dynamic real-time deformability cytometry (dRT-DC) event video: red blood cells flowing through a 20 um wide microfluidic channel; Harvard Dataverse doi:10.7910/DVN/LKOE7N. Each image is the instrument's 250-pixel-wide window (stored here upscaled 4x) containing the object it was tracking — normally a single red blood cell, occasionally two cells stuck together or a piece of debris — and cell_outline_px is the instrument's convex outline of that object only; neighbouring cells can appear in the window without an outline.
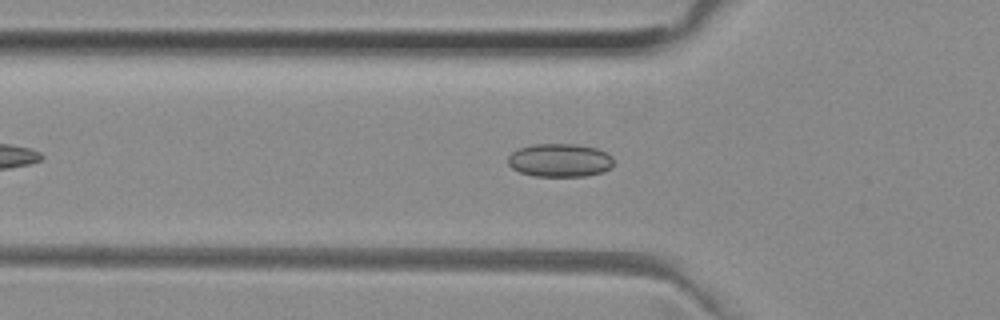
{"species": "common noctule bat (a hibernating species)", "species_latin": "Nyctalus noctula", "temperature_condition": "room temperature", "stored_images_in_passage": 43, "camera_frame_rate_fps": 3000, "um_per_image_px": 0.085, "animal": {"sex": "female", "body_mass_g": 29.2, "forearm_length_mm": 56.3}, "frame": {"image": 1, "passage_image": 9, "time_ms": 2.667, "image_size_px": [1000, 320], "cell_outline_px": [[612, 168], [604, 172], [584, 176], [536, 176], [520, 172], [512, 168], [508, 164], [508, 156], [512, 152], [520, 148], [532, 144], [576, 144], [596, 148], [612, 156]], "centroid_in_image_um": [47.58, 13.62], "position_along_channel_um": 78.2, "area_um2": 20.52}}
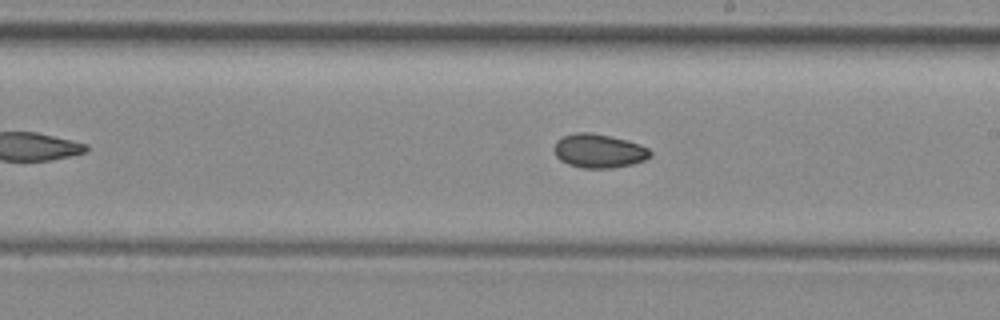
{"frame": {"image": 2, "passage_image": 21, "time_ms": 6.667, "image_size_px": [1000, 320], "cell_outline_px": [[652, 156], [644, 160], [632, 164], [612, 168], [584, 168], [568, 164], [560, 160], [556, 156], [552, 148], [556, 140], [564, 136], [576, 132], [592, 132], [628, 140], [640, 144], [648, 148], [652, 152]], "centroid_in_image_um": [50.9, 12.82], "position_along_channel_um": 238.1, "area_um2": 19.19}}
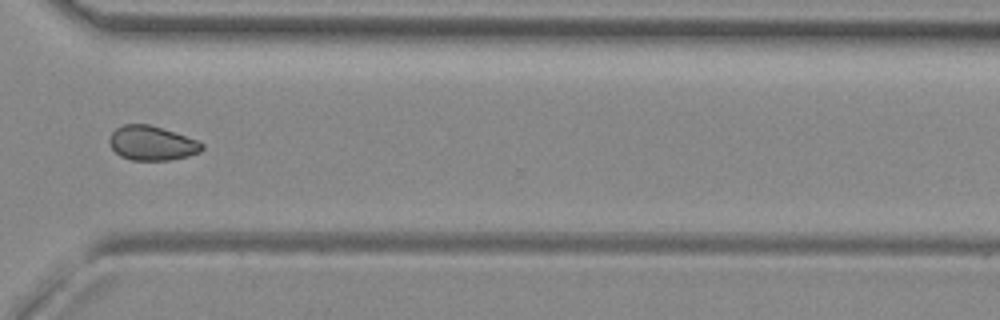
{"frame": {"image": 3, "passage_image": 30, "time_ms": 9.667, "image_size_px": [1000, 320], "cell_outline_px": [[204, 148], [200, 152], [188, 156], [168, 160], [132, 160], [120, 156], [112, 148], [108, 140], [112, 132], [116, 128], [124, 124], [148, 124], [196, 140], [204, 144]], "centroid_in_image_um": [12.89, 12.18], "position_along_channel_um": 357.7, "area_um2": 18.32}, "authors_computed_cell_mechanics": {"area_um2": 18.785, "velocity_mm_per_s": 3.9864, "shape_relaxation_time_tau1_ms": null, "shape_relaxation_time_tau2_ms": 5.6187, "deformation_change_tau1": null, "deformation_change_tau2": 0.0645}}